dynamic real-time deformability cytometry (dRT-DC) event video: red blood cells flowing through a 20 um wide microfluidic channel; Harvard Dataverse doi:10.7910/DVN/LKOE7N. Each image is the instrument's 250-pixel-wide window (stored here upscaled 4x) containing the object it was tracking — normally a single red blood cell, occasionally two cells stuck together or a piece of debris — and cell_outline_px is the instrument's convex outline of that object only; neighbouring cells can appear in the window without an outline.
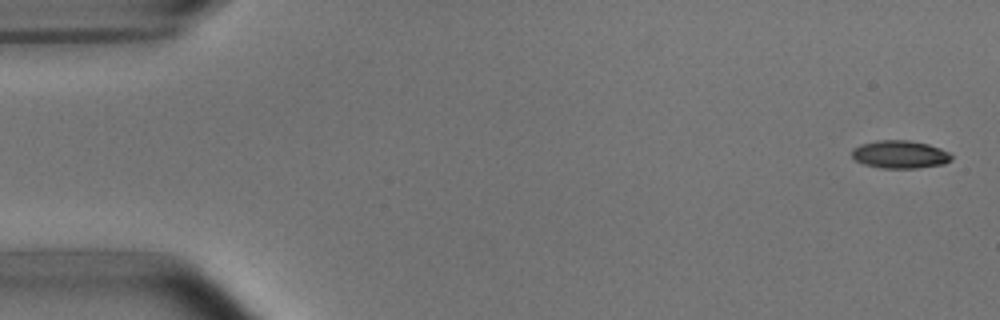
{"species": "common noctule bat (a hibernating species)", "species_latin": "Nyctalus noctula", "temperature_condition": "room temperature", "stored_images_in_passage": 5, "camera_frame_rate_fps": 3000, "um_per_image_px": 0.085, "animal": {"sex": "male", "body_mass_g": 15.6}, "frame": {"image": 1, "passage_image": 1, "time_ms": 0.0, "image_size_px": [1000, 320], "cell_outline_px": [[952, 160], [944, 164], [916, 168], [880, 168], [864, 164], [856, 160], [852, 156], [852, 148], [860, 144], [876, 140], [908, 140], [928, 144], [940, 148], [948, 152], [952, 156]], "centroid_in_image_um": [76.49, 13.12], "position_along_channel_um": 8.5, "area_um2": 16.24}}
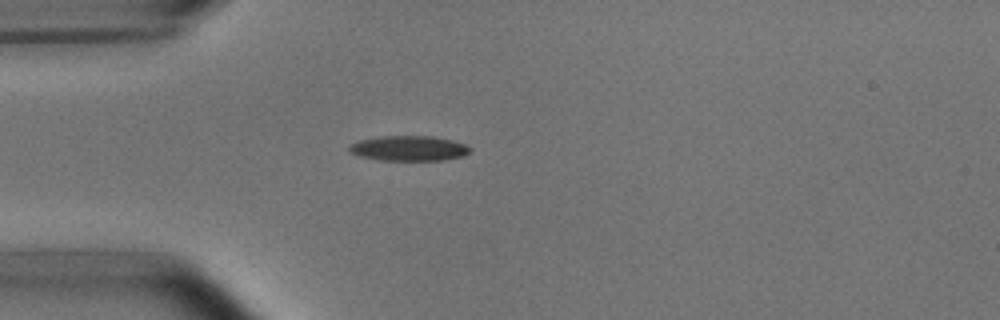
{"frame": {"image": 2, "passage_image": 4, "time_ms": 4.333, "image_size_px": [1000, 320], "cell_outline_px": [[472, 148], [464, 156], [444, 160], [380, 160], [360, 156], [348, 152], [348, 148], [356, 140], [380, 136], [432, 136], [452, 140], [464, 144]], "centroid_in_image_um": [34.73, 12.6], "position_along_channel_um": 50.3, "area_um2": 17.74}}